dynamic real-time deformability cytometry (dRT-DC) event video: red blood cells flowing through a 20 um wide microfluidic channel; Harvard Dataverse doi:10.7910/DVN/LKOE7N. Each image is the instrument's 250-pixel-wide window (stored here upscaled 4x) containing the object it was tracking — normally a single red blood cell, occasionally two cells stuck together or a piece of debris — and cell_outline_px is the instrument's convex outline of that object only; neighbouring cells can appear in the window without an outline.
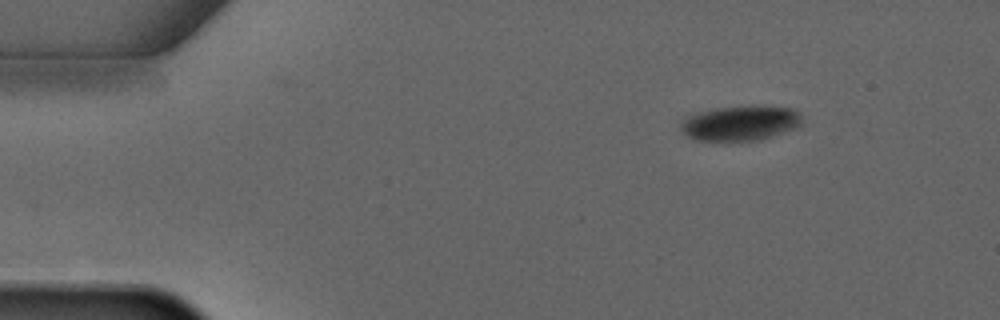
{"species": "common noctule bat (a hibernating species)", "species_latin": "Nyctalus noctula", "temperature_condition": "warm", "stored_images_in_passage": 3, "camera_frame_rate_fps": 3000, "um_per_image_px": 0.085, "animal": {"sex": "male", "forearm_length_mm": 52.5}, "frame": {"image": 1, "passage_image": 1, "time_ms": 0.0, "image_size_px": [1000, 320], "cell_outline_px": [[800, 124], [792, 128], [772, 136], [756, 140], [720, 144], [696, 140], [688, 136], [680, 128], [680, 124], [684, 116], [696, 112], [716, 108], [792, 108], [800, 112]], "centroid_in_image_um": [62.78, 10.54], "position_along_channel_um": 22.2, "area_um2": 24.57}}
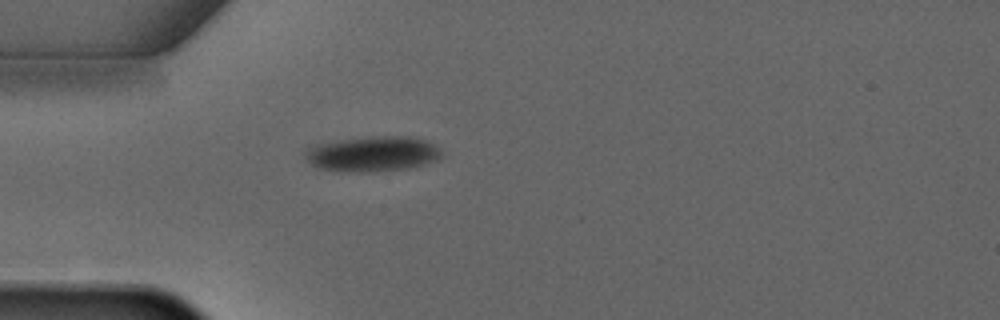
{"frame": {"image": 2, "passage_image": 3, "time_ms": 2.333, "image_size_px": [1000, 320], "cell_outline_px": [[440, 156], [436, 160], [424, 164], [408, 168], [372, 172], [360, 172], [320, 168], [312, 164], [304, 156], [304, 148], [312, 144], [340, 140], [372, 136], [408, 136], [424, 140], [440, 148]], "centroid_in_image_um": [31.63, 13.07], "position_along_channel_um": 53.4, "area_um2": 27.86}}